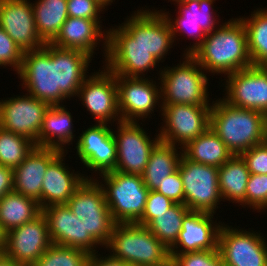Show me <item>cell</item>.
<instances>
[{
	"instance_id": "1",
	"label": "cell",
	"mask_w": 267,
	"mask_h": 266,
	"mask_svg": "<svg viewBox=\"0 0 267 266\" xmlns=\"http://www.w3.org/2000/svg\"><path fill=\"white\" fill-rule=\"evenodd\" d=\"M91 57L78 49L45 43L41 49L24 52L17 74L32 97L50 106L60 105L64 99L78 94L88 76Z\"/></svg>"
},
{
	"instance_id": "2",
	"label": "cell",
	"mask_w": 267,
	"mask_h": 266,
	"mask_svg": "<svg viewBox=\"0 0 267 266\" xmlns=\"http://www.w3.org/2000/svg\"><path fill=\"white\" fill-rule=\"evenodd\" d=\"M218 26L191 54L204 71L230 75L253 66L243 22L236 18Z\"/></svg>"
},
{
	"instance_id": "3",
	"label": "cell",
	"mask_w": 267,
	"mask_h": 266,
	"mask_svg": "<svg viewBox=\"0 0 267 266\" xmlns=\"http://www.w3.org/2000/svg\"><path fill=\"white\" fill-rule=\"evenodd\" d=\"M210 128L233 155H241L267 139V116L217 99L210 110Z\"/></svg>"
},
{
	"instance_id": "4",
	"label": "cell",
	"mask_w": 267,
	"mask_h": 266,
	"mask_svg": "<svg viewBox=\"0 0 267 266\" xmlns=\"http://www.w3.org/2000/svg\"><path fill=\"white\" fill-rule=\"evenodd\" d=\"M105 247L112 250V257L131 266H159L171 260L169 249L137 223H116Z\"/></svg>"
},
{
	"instance_id": "5",
	"label": "cell",
	"mask_w": 267,
	"mask_h": 266,
	"mask_svg": "<svg viewBox=\"0 0 267 266\" xmlns=\"http://www.w3.org/2000/svg\"><path fill=\"white\" fill-rule=\"evenodd\" d=\"M106 203L115 223H137L143 215L148 187L141 175L110 171L101 174Z\"/></svg>"
},
{
	"instance_id": "6",
	"label": "cell",
	"mask_w": 267,
	"mask_h": 266,
	"mask_svg": "<svg viewBox=\"0 0 267 266\" xmlns=\"http://www.w3.org/2000/svg\"><path fill=\"white\" fill-rule=\"evenodd\" d=\"M183 56L182 64L161 70V105H210L207 92L209 82L202 71L204 69L191 55Z\"/></svg>"
},
{
	"instance_id": "7",
	"label": "cell",
	"mask_w": 267,
	"mask_h": 266,
	"mask_svg": "<svg viewBox=\"0 0 267 266\" xmlns=\"http://www.w3.org/2000/svg\"><path fill=\"white\" fill-rule=\"evenodd\" d=\"M178 170L184 188V205L189 210L214 214L222 196L219 190V168L180 159Z\"/></svg>"
},
{
	"instance_id": "8",
	"label": "cell",
	"mask_w": 267,
	"mask_h": 266,
	"mask_svg": "<svg viewBox=\"0 0 267 266\" xmlns=\"http://www.w3.org/2000/svg\"><path fill=\"white\" fill-rule=\"evenodd\" d=\"M106 68L115 75L143 77L142 74L160 63L143 46L135 43L132 36L122 27L110 28ZM141 75V76H140Z\"/></svg>"
},
{
	"instance_id": "9",
	"label": "cell",
	"mask_w": 267,
	"mask_h": 266,
	"mask_svg": "<svg viewBox=\"0 0 267 266\" xmlns=\"http://www.w3.org/2000/svg\"><path fill=\"white\" fill-rule=\"evenodd\" d=\"M212 105L172 104L161 105L166 125L161 127L159 138L162 142L183 147L196 139L210 127Z\"/></svg>"
},
{
	"instance_id": "10",
	"label": "cell",
	"mask_w": 267,
	"mask_h": 266,
	"mask_svg": "<svg viewBox=\"0 0 267 266\" xmlns=\"http://www.w3.org/2000/svg\"><path fill=\"white\" fill-rule=\"evenodd\" d=\"M223 225L218 235V251L224 266H267V243L258 232Z\"/></svg>"
},
{
	"instance_id": "11",
	"label": "cell",
	"mask_w": 267,
	"mask_h": 266,
	"mask_svg": "<svg viewBox=\"0 0 267 266\" xmlns=\"http://www.w3.org/2000/svg\"><path fill=\"white\" fill-rule=\"evenodd\" d=\"M118 124L117 133L113 131L117 144L115 171L142 175L152 150L161 141L159 135L151 140L137 122L120 121Z\"/></svg>"
},
{
	"instance_id": "12",
	"label": "cell",
	"mask_w": 267,
	"mask_h": 266,
	"mask_svg": "<svg viewBox=\"0 0 267 266\" xmlns=\"http://www.w3.org/2000/svg\"><path fill=\"white\" fill-rule=\"evenodd\" d=\"M0 100V127L31 140L38 147V135L50 105L30 94Z\"/></svg>"
},
{
	"instance_id": "13",
	"label": "cell",
	"mask_w": 267,
	"mask_h": 266,
	"mask_svg": "<svg viewBox=\"0 0 267 266\" xmlns=\"http://www.w3.org/2000/svg\"><path fill=\"white\" fill-rule=\"evenodd\" d=\"M226 96L229 105L252 109L267 116V67L251 66L227 75Z\"/></svg>"
},
{
	"instance_id": "14",
	"label": "cell",
	"mask_w": 267,
	"mask_h": 266,
	"mask_svg": "<svg viewBox=\"0 0 267 266\" xmlns=\"http://www.w3.org/2000/svg\"><path fill=\"white\" fill-rule=\"evenodd\" d=\"M122 24L135 43L143 46L158 61L172 48L175 39L167 19L159 10H137Z\"/></svg>"
},
{
	"instance_id": "15",
	"label": "cell",
	"mask_w": 267,
	"mask_h": 266,
	"mask_svg": "<svg viewBox=\"0 0 267 266\" xmlns=\"http://www.w3.org/2000/svg\"><path fill=\"white\" fill-rule=\"evenodd\" d=\"M52 245L45 216L41 213L33 221L7 232L4 256L27 266H33Z\"/></svg>"
},
{
	"instance_id": "16",
	"label": "cell",
	"mask_w": 267,
	"mask_h": 266,
	"mask_svg": "<svg viewBox=\"0 0 267 266\" xmlns=\"http://www.w3.org/2000/svg\"><path fill=\"white\" fill-rule=\"evenodd\" d=\"M118 90V108L121 121L138 122L139 118H147L158 105L161 89L153 80L142 77H125L115 75Z\"/></svg>"
},
{
	"instance_id": "17",
	"label": "cell",
	"mask_w": 267,
	"mask_h": 266,
	"mask_svg": "<svg viewBox=\"0 0 267 266\" xmlns=\"http://www.w3.org/2000/svg\"><path fill=\"white\" fill-rule=\"evenodd\" d=\"M104 68V71L96 74L94 72L84 80L77 96L82 98L83 105L98 123L108 124L115 118L120 122L116 77L114 73Z\"/></svg>"
},
{
	"instance_id": "18",
	"label": "cell",
	"mask_w": 267,
	"mask_h": 266,
	"mask_svg": "<svg viewBox=\"0 0 267 266\" xmlns=\"http://www.w3.org/2000/svg\"><path fill=\"white\" fill-rule=\"evenodd\" d=\"M42 214L47 220L52 244L79 248L90 255L97 253L94 248L99 243L86 231L83 221L73 214L67 204L47 206L42 209Z\"/></svg>"
},
{
	"instance_id": "19",
	"label": "cell",
	"mask_w": 267,
	"mask_h": 266,
	"mask_svg": "<svg viewBox=\"0 0 267 266\" xmlns=\"http://www.w3.org/2000/svg\"><path fill=\"white\" fill-rule=\"evenodd\" d=\"M105 123L83 131L76 143L77 154L85 167L99 171L100 175L114 171L117 159V144L113 129Z\"/></svg>"
},
{
	"instance_id": "20",
	"label": "cell",
	"mask_w": 267,
	"mask_h": 266,
	"mask_svg": "<svg viewBox=\"0 0 267 266\" xmlns=\"http://www.w3.org/2000/svg\"><path fill=\"white\" fill-rule=\"evenodd\" d=\"M0 26L23 52L41 49L30 0H0Z\"/></svg>"
},
{
	"instance_id": "21",
	"label": "cell",
	"mask_w": 267,
	"mask_h": 266,
	"mask_svg": "<svg viewBox=\"0 0 267 266\" xmlns=\"http://www.w3.org/2000/svg\"><path fill=\"white\" fill-rule=\"evenodd\" d=\"M214 1L215 0H190L177 3L179 4V15L175 21L172 20L171 16L169 17L168 13L162 11V14L169 23L174 38H176L175 34L179 33V31L181 33L183 32L182 34L187 33L188 36H192V38L194 36L195 40L198 38V42L196 41L189 49L186 48V53H184V55H191L201 45L206 35L216 29L215 24H218L219 21L215 22L217 20L214 18L213 12H211Z\"/></svg>"
},
{
	"instance_id": "22",
	"label": "cell",
	"mask_w": 267,
	"mask_h": 266,
	"mask_svg": "<svg viewBox=\"0 0 267 266\" xmlns=\"http://www.w3.org/2000/svg\"><path fill=\"white\" fill-rule=\"evenodd\" d=\"M214 214L190 210L183 218L182 229L170 255L201 250H218L221 225L214 224ZM179 251L177 248H179Z\"/></svg>"
},
{
	"instance_id": "23",
	"label": "cell",
	"mask_w": 267,
	"mask_h": 266,
	"mask_svg": "<svg viewBox=\"0 0 267 266\" xmlns=\"http://www.w3.org/2000/svg\"><path fill=\"white\" fill-rule=\"evenodd\" d=\"M61 152L55 148L35 146L24 161L13 169L14 192L34 198L41 207V189L46 169Z\"/></svg>"
},
{
	"instance_id": "24",
	"label": "cell",
	"mask_w": 267,
	"mask_h": 266,
	"mask_svg": "<svg viewBox=\"0 0 267 266\" xmlns=\"http://www.w3.org/2000/svg\"><path fill=\"white\" fill-rule=\"evenodd\" d=\"M61 152L47 167L41 189V209L55 204H67L76 189L88 179L80 173L71 172L65 167Z\"/></svg>"
},
{
	"instance_id": "25",
	"label": "cell",
	"mask_w": 267,
	"mask_h": 266,
	"mask_svg": "<svg viewBox=\"0 0 267 266\" xmlns=\"http://www.w3.org/2000/svg\"><path fill=\"white\" fill-rule=\"evenodd\" d=\"M100 20L68 17L62 25L59 34L51 42L60 48L78 49L88 53L93 57L94 49L97 47L98 40H105V58L108 53V33L102 32Z\"/></svg>"
},
{
	"instance_id": "26",
	"label": "cell",
	"mask_w": 267,
	"mask_h": 266,
	"mask_svg": "<svg viewBox=\"0 0 267 266\" xmlns=\"http://www.w3.org/2000/svg\"><path fill=\"white\" fill-rule=\"evenodd\" d=\"M71 113L64 105L50 106L46 111L38 135V147L64 151V144L74 139ZM54 138V139H53Z\"/></svg>"
},
{
	"instance_id": "27",
	"label": "cell",
	"mask_w": 267,
	"mask_h": 266,
	"mask_svg": "<svg viewBox=\"0 0 267 266\" xmlns=\"http://www.w3.org/2000/svg\"><path fill=\"white\" fill-rule=\"evenodd\" d=\"M181 149L186 159L217 168L233 156L210 127L196 139L187 142Z\"/></svg>"
},
{
	"instance_id": "28",
	"label": "cell",
	"mask_w": 267,
	"mask_h": 266,
	"mask_svg": "<svg viewBox=\"0 0 267 266\" xmlns=\"http://www.w3.org/2000/svg\"><path fill=\"white\" fill-rule=\"evenodd\" d=\"M250 172L241 155H233L219 167V190L223 199L246 206V186Z\"/></svg>"
},
{
	"instance_id": "29",
	"label": "cell",
	"mask_w": 267,
	"mask_h": 266,
	"mask_svg": "<svg viewBox=\"0 0 267 266\" xmlns=\"http://www.w3.org/2000/svg\"><path fill=\"white\" fill-rule=\"evenodd\" d=\"M67 205L79 220L91 216H111L102 186L91 177L76 189Z\"/></svg>"
},
{
	"instance_id": "30",
	"label": "cell",
	"mask_w": 267,
	"mask_h": 266,
	"mask_svg": "<svg viewBox=\"0 0 267 266\" xmlns=\"http://www.w3.org/2000/svg\"><path fill=\"white\" fill-rule=\"evenodd\" d=\"M176 146L160 141L152 150L149 161L142 173V179L149 190H157L170 174L178 169L182 153Z\"/></svg>"
},
{
	"instance_id": "31",
	"label": "cell",
	"mask_w": 267,
	"mask_h": 266,
	"mask_svg": "<svg viewBox=\"0 0 267 266\" xmlns=\"http://www.w3.org/2000/svg\"><path fill=\"white\" fill-rule=\"evenodd\" d=\"M42 213L37 200L17 192L0 199V223L6 232L33 221Z\"/></svg>"
},
{
	"instance_id": "32",
	"label": "cell",
	"mask_w": 267,
	"mask_h": 266,
	"mask_svg": "<svg viewBox=\"0 0 267 266\" xmlns=\"http://www.w3.org/2000/svg\"><path fill=\"white\" fill-rule=\"evenodd\" d=\"M36 29L45 43H51L67 20V0H38L32 4Z\"/></svg>"
},
{
	"instance_id": "33",
	"label": "cell",
	"mask_w": 267,
	"mask_h": 266,
	"mask_svg": "<svg viewBox=\"0 0 267 266\" xmlns=\"http://www.w3.org/2000/svg\"><path fill=\"white\" fill-rule=\"evenodd\" d=\"M246 30L248 53L253 66L267 67V10L257 9L250 18H239Z\"/></svg>"
},
{
	"instance_id": "34",
	"label": "cell",
	"mask_w": 267,
	"mask_h": 266,
	"mask_svg": "<svg viewBox=\"0 0 267 266\" xmlns=\"http://www.w3.org/2000/svg\"><path fill=\"white\" fill-rule=\"evenodd\" d=\"M184 204L175 203L169 210L156 217L146 226L151 233L170 249L177 241L184 216L189 212Z\"/></svg>"
},
{
	"instance_id": "35",
	"label": "cell",
	"mask_w": 267,
	"mask_h": 266,
	"mask_svg": "<svg viewBox=\"0 0 267 266\" xmlns=\"http://www.w3.org/2000/svg\"><path fill=\"white\" fill-rule=\"evenodd\" d=\"M34 147L35 144L26 137L0 127V165L15 169Z\"/></svg>"
},
{
	"instance_id": "36",
	"label": "cell",
	"mask_w": 267,
	"mask_h": 266,
	"mask_svg": "<svg viewBox=\"0 0 267 266\" xmlns=\"http://www.w3.org/2000/svg\"><path fill=\"white\" fill-rule=\"evenodd\" d=\"M89 257L82 249L52 244L33 266H88Z\"/></svg>"
},
{
	"instance_id": "37",
	"label": "cell",
	"mask_w": 267,
	"mask_h": 266,
	"mask_svg": "<svg viewBox=\"0 0 267 266\" xmlns=\"http://www.w3.org/2000/svg\"><path fill=\"white\" fill-rule=\"evenodd\" d=\"M174 266H224L218 250H201L170 255Z\"/></svg>"
},
{
	"instance_id": "38",
	"label": "cell",
	"mask_w": 267,
	"mask_h": 266,
	"mask_svg": "<svg viewBox=\"0 0 267 266\" xmlns=\"http://www.w3.org/2000/svg\"><path fill=\"white\" fill-rule=\"evenodd\" d=\"M246 205L259 212L267 208V174H250L246 186Z\"/></svg>"
},
{
	"instance_id": "39",
	"label": "cell",
	"mask_w": 267,
	"mask_h": 266,
	"mask_svg": "<svg viewBox=\"0 0 267 266\" xmlns=\"http://www.w3.org/2000/svg\"><path fill=\"white\" fill-rule=\"evenodd\" d=\"M81 221L86 226V231L100 244L106 246L109 242L114 225L112 216L84 217Z\"/></svg>"
},
{
	"instance_id": "40",
	"label": "cell",
	"mask_w": 267,
	"mask_h": 266,
	"mask_svg": "<svg viewBox=\"0 0 267 266\" xmlns=\"http://www.w3.org/2000/svg\"><path fill=\"white\" fill-rule=\"evenodd\" d=\"M24 52L0 26V66H12L18 72Z\"/></svg>"
},
{
	"instance_id": "41",
	"label": "cell",
	"mask_w": 267,
	"mask_h": 266,
	"mask_svg": "<svg viewBox=\"0 0 267 266\" xmlns=\"http://www.w3.org/2000/svg\"><path fill=\"white\" fill-rule=\"evenodd\" d=\"M175 203L157 192L150 190L147 196L142 218L137 222L139 225L147 226L155 217L156 214H162L169 210Z\"/></svg>"
},
{
	"instance_id": "42",
	"label": "cell",
	"mask_w": 267,
	"mask_h": 266,
	"mask_svg": "<svg viewBox=\"0 0 267 266\" xmlns=\"http://www.w3.org/2000/svg\"><path fill=\"white\" fill-rule=\"evenodd\" d=\"M250 174H267V139L241 154Z\"/></svg>"
},
{
	"instance_id": "43",
	"label": "cell",
	"mask_w": 267,
	"mask_h": 266,
	"mask_svg": "<svg viewBox=\"0 0 267 266\" xmlns=\"http://www.w3.org/2000/svg\"><path fill=\"white\" fill-rule=\"evenodd\" d=\"M105 8L106 7L97 0H67V12L69 17L100 20L99 12L103 11Z\"/></svg>"
},
{
	"instance_id": "44",
	"label": "cell",
	"mask_w": 267,
	"mask_h": 266,
	"mask_svg": "<svg viewBox=\"0 0 267 266\" xmlns=\"http://www.w3.org/2000/svg\"><path fill=\"white\" fill-rule=\"evenodd\" d=\"M157 192L171 199L174 203L184 204V188L177 169L159 185Z\"/></svg>"
},
{
	"instance_id": "45",
	"label": "cell",
	"mask_w": 267,
	"mask_h": 266,
	"mask_svg": "<svg viewBox=\"0 0 267 266\" xmlns=\"http://www.w3.org/2000/svg\"><path fill=\"white\" fill-rule=\"evenodd\" d=\"M13 169L0 165V199L13 192Z\"/></svg>"
},
{
	"instance_id": "46",
	"label": "cell",
	"mask_w": 267,
	"mask_h": 266,
	"mask_svg": "<svg viewBox=\"0 0 267 266\" xmlns=\"http://www.w3.org/2000/svg\"><path fill=\"white\" fill-rule=\"evenodd\" d=\"M98 258L96 253L91 254L88 261V266H131L125 261L121 259H117L112 257L111 255L105 257Z\"/></svg>"
},
{
	"instance_id": "47",
	"label": "cell",
	"mask_w": 267,
	"mask_h": 266,
	"mask_svg": "<svg viewBox=\"0 0 267 266\" xmlns=\"http://www.w3.org/2000/svg\"><path fill=\"white\" fill-rule=\"evenodd\" d=\"M0 266H27V265L8 259L4 255H0Z\"/></svg>"
},
{
	"instance_id": "48",
	"label": "cell",
	"mask_w": 267,
	"mask_h": 266,
	"mask_svg": "<svg viewBox=\"0 0 267 266\" xmlns=\"http://www.w3.org/2000/svg\"><path fill=\"white\" fill-rule=\"evenodd\" d=\"M6 236L7 232L4 230L0 223V255L4 254L5 247H6Z\"/></svg>"
},
{
	"instance_id": "49",
	"label": "cell",
	"mask_w": 267,
	"mask_h": 266,
	"mask_svg": "<svg viewBox=\"0 0 267 266\" xmlns=\"http://www.w3.org/2000/svg\"><path fill=\"white\" fill-rule=\"evenodd\" d=\"M98 2H100L104 7L111 5L110 3L113 2V0H97Z\"/></svg>"
},
{
	"instance_id": "50",
	"label": "cell",
	"mask_w": 267,
	"mask_h": 266,
	"mask_svg": "<svg viewBox=\"0 0 267 266\" xmlns=\"http://www.w3.org/2000/svg\"><path fill=\"white\" fill-rule=\"evenodd\" d=\"M159 266H174V264H173L172 260H170L168 263H165V264H162Z\"/></svg>"
},
{
	"instance_id": "51",
	"label": "cell",
	"mask_w": 267,
	"mask_h": 266,
	"mask_svg": "<svg viewBox=\"0 0 267 266\" xmlns=\"http://www.w3.org/2000/svg\"><path fill=\"white\" fill-rule=\"evenodd\" d=\"M171 1V0H170ZM172 1H175L177 3H183V2H187V1H190V0H172ZM200 1V0H199Z\"/></svg>"
}]
</instances>
